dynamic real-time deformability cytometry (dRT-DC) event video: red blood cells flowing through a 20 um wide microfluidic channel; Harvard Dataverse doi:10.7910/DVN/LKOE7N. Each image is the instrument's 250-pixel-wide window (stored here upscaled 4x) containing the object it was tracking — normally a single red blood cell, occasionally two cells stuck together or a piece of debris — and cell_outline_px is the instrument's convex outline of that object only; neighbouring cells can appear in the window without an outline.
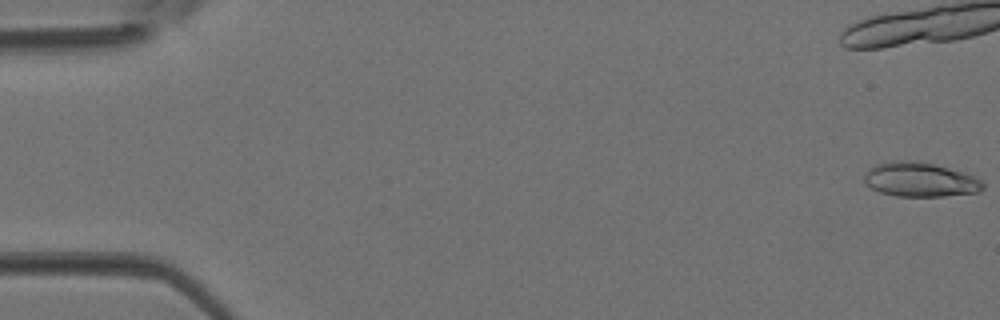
{"species": "Egyptian fruit bat (a non-hibernating species)", "species_latin": "Rousettus aegyptiacus", "temperature_condition": "room temperature", "stored_images_in_passage": 15, "camera_frame_rate_fps": 3000, "um_per_image_px": 0.085, "animal": {"sex": "female"}, "frame": {"image": 1, "passage_image": 1, "time_ms": 0.0, "image_size_px": [1000, 320], "cell_outline_px": [[984, 188], [976, 192], [944, 196], [896, 196], [880, 192], [872, 188], [864, 180], [864, 176], [868, 168], [876, 164], [904, 160], [932, 164], [948, 168], [972, 176], [980, 180], [984, 184]], "centroid_in_image_um": [78.17, 15.28], "position_along_channel_um": 6.8, "area_um2": 23.18}}